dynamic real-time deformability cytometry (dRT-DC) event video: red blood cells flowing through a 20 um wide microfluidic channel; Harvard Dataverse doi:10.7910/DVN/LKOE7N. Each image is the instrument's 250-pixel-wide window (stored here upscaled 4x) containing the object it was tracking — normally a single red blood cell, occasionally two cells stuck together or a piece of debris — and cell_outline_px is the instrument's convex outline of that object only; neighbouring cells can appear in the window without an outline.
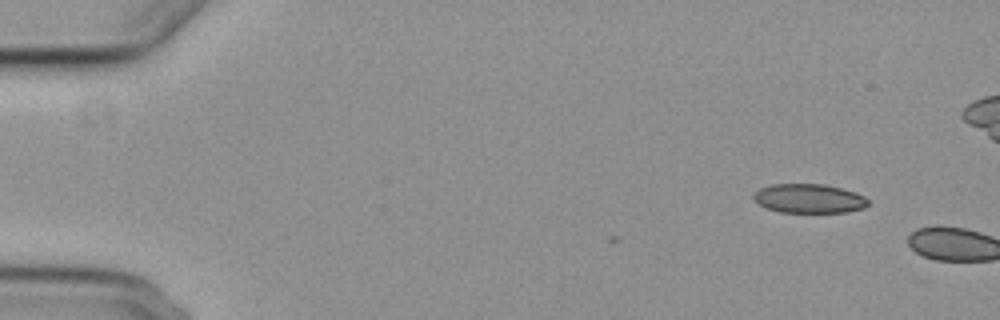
{"species": "common noctule bat (a hibernating species)", "species_latin": "Nyctalus noctula", "temperature_condition": "cold", "stored_images_in_passage": 2, "camera_frame_rate_fps": 3000, "um_per_image_px": 0.085, "animal": {"sex": "female", "body_mass_g": 29.2, "forearm_length_mm": 56.3}, "frame": {"image": 1, "passage_image": 1, "time_ms": 0.0, "image_size_px": [1000, 320], "cell_outline_px": [[868, 204], [864, 208], [848, 212], [780, 212], [756, 204], [752, 196], [752, 192], [760, 188], [772, 184], [824, 184], [856, 192], [864, 196], [868, 200]], "centroid_in_image_um": [68.73, 16.87], "position_along_channel_um": 16.3, "area_um2": 19.59}}